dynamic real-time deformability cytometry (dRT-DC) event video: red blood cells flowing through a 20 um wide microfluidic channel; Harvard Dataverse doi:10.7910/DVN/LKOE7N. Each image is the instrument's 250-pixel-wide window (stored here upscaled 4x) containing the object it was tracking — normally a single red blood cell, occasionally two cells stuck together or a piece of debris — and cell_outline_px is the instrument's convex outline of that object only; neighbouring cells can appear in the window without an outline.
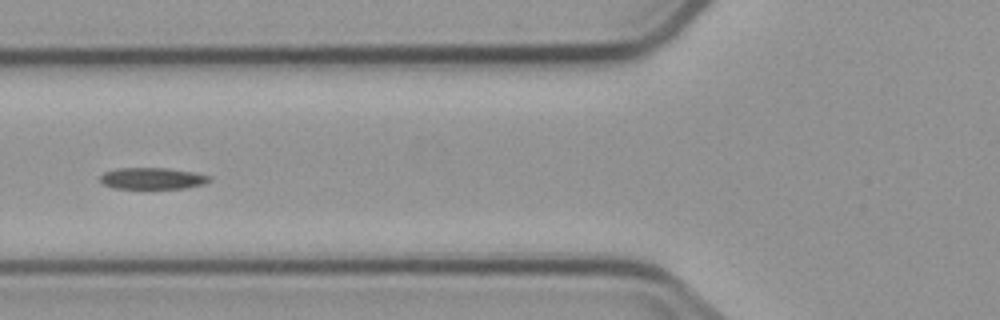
{"species": "common noctule bat (a hibernating species)", "species_latin": "Nyctalus noctula", "temperature_condition": "cold", "stored_images_in_passage": 6, "camera_frame_rate_fps": 3000, "um_per_image_px": 0.085, "animal": {"sex": "male", "body_mass_g": 23.1, "forearm_length_mm": 52.7}, "frame": {"image": 1, "passage_image": 4, "time_ms": 3.333, "image_size_px": [1000, 320], "cell_outline_px": [[212, 180], [204, 184], [184, 188], [112, 188], [104, 184], [100, 180], [100, 176], [104, 172], [120, 168], [168, 168], [192, 172], [212, 176]], "centroid_in_image_um": [12.98, 15.16], "position_along_channel_um": 112.8, "area_um2": 13.64}}
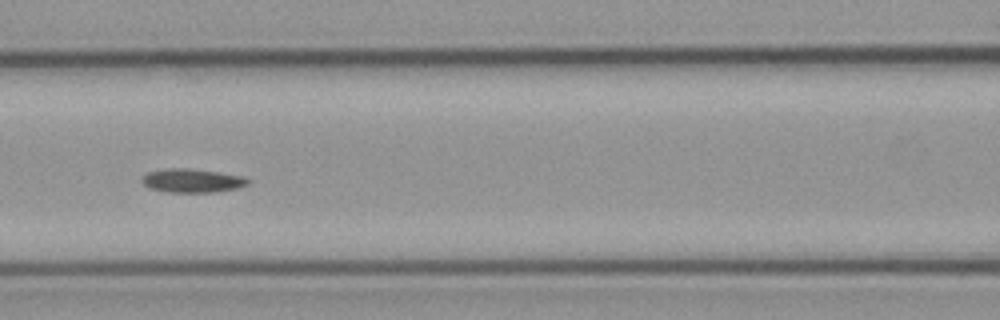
{"frame": {"image": 2, "passage_image": 5, "time_ms": 4.333, "image_size_px": [1000, 320], "cell_outline_px": [[248, 184], [236, 188], [212, 192], [168, 192], [148, 188], [140, 180], [148, 172], [172, 168], [188, 168], [244, 176], [248, 180]], "centroid_in_image_um": [16.3, 15.36], "position_along_channel_um": 150.3, "area_um2": 14.39}}
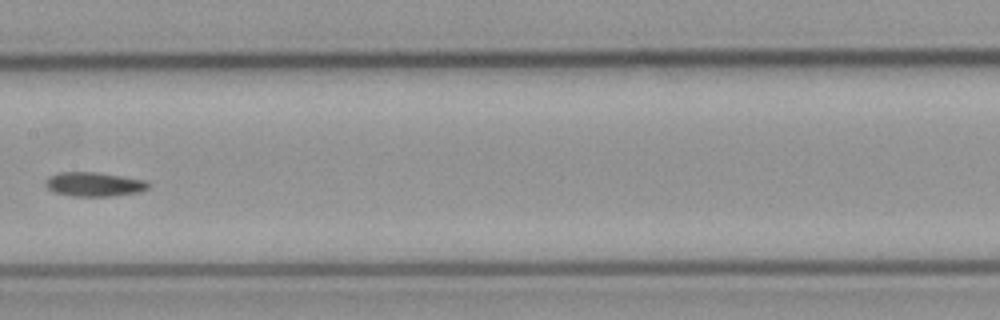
{"frame": {"image": 3, "passage_image": 6, "time_ms": 5.667, "image_size_px": [1000, 320], "cell_outline_px": [[152, 184], [148, 188], [140, 192], [112, 196], [72, 196], [52, 192], [44, 184], [44, 180], [48, 176], [60, 172], [96, 172], [148, 180]], "centroid_in_image_um": [8.0, 15.66], "position_along_channel_um": 199.4, "area_um2": 14.8}}